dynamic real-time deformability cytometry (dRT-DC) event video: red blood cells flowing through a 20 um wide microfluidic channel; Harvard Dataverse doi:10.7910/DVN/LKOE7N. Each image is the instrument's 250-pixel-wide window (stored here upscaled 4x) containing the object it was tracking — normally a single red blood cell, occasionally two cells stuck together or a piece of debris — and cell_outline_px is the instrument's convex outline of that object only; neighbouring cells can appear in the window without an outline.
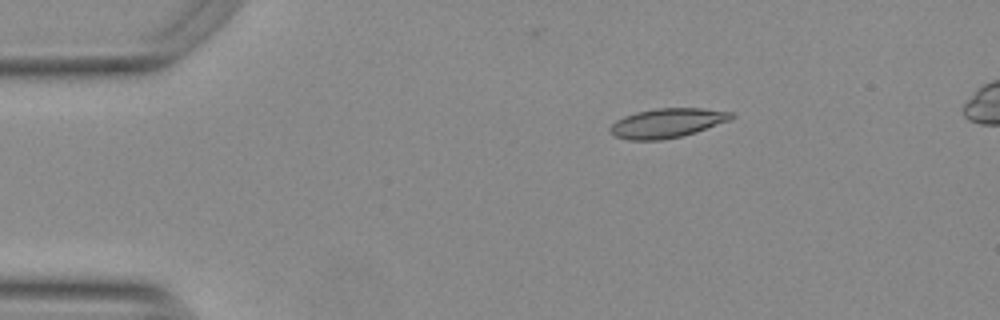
{"species": "Egyptian fruit bat (a non-hibernating species)", "species_latin": "Rousettus aegyptiacus", "temperature_condition": "warm", "stored_images_in_passage": 46, "camera_frame_rate_fps": 3000, "um_per_image_px": 0.085, "animal": {"sex": "female"}, "frame": {"image": 1, "passage_image": 1, "time_ms": 0.0, "image_size_px": [1000, 320], "cell_outline_px": [[736, 116], [728, 120], [680, 136], [660, 140], [628, 140], [616, 136], [608, 128], [616, 120], [624, 116], [636, 112], [656, 108], [700, 108], [732, 112]], "centroid_in_image_um": [56.65, 10.44], "position_along_channel_um": 28.3, "area_um2": 20.29}}
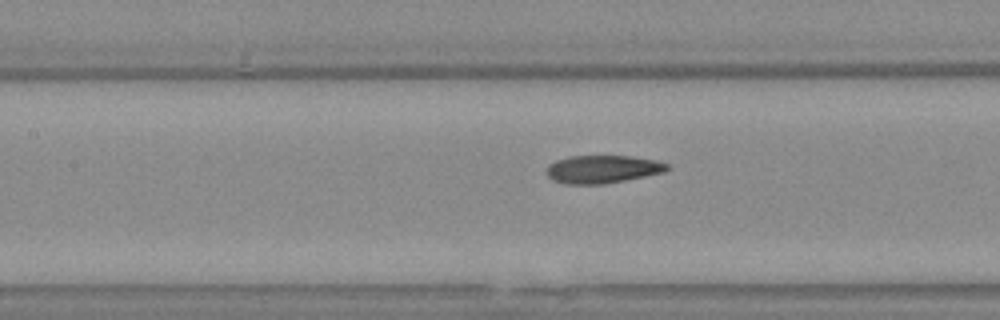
{"frame": {"image": 2, "passage_image": 16, "time_ms": 5.0, "image_size_px": [1000, 320], "cell_outline_px": [[672, 168], [664, 172], [604, 184], [564, 184], [552, 180], [548, 176], [548, 164], [556, 160], [568, 156], [632, 156], [656, 160], [668, 164]], "centroid_in_image_um": [51.22, 14.38], "position_along_channel_um": 156.2, "area_um2": 19.65}}
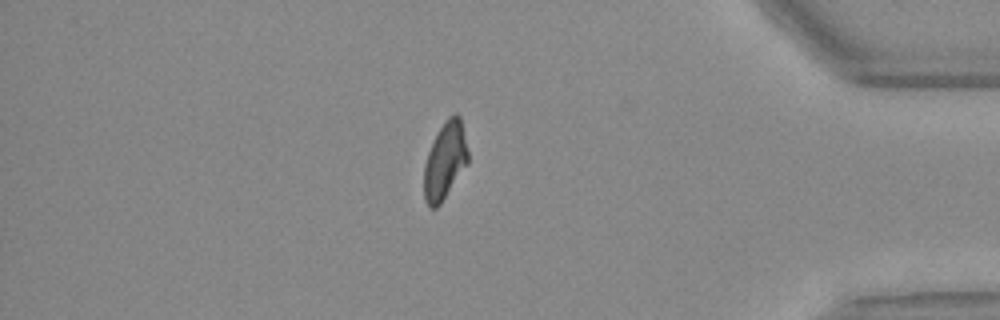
{"frame": {"image": 3, "passage_image": 38, "time_ms": 12.333, "image_size_px": [1000, 320], "cell_outline_px": [[468, 164], [440, 204], [436, 208], [432, 208], [424, 200], [424, 164], [428, 152], [444, 120], [448, 116], [456, 112], [460, 116], [468, 152]], "centroid_in_image_um": [37.83, 13.66], "position_along_channel_um": 397.4, "area_um2": 19.65}, "authors_computed_cell_mechanics": {"area_um2": 20.1722, "velocity_mm_per_s": 3.7673, "shape_relaxation_time_tau1_ms": null, "shape_relaxation_time_tau2_ms": 2.9162, "deformation_change_tau1": null, "deformation_change_tau2": 0.0914}}